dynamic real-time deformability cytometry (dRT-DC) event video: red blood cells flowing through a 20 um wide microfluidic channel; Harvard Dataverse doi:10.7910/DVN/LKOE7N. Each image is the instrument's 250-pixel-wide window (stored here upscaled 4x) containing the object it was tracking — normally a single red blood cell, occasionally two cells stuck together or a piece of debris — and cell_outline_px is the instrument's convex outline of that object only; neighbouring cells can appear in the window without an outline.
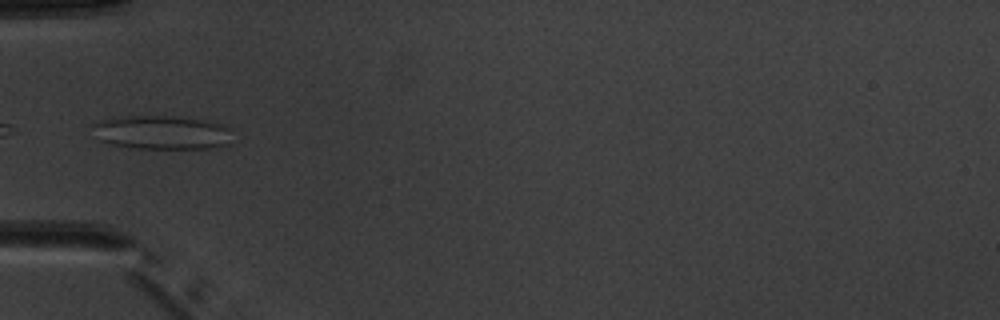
{"species": "common noctule bat (a hibernating species)", "species_latin": "Nyctalus noctula", "temperature_condition": "warm", "stored_images_in_passage": 4, "camera_frame_rate_fps": 3000, "um_per_image_px": 0.085, "animal": {"sex": "male", "body_mass_g": 20.1, "forearm_length_mm": 53.5}, "frame": {"image": 1, "passage_image": 3, "time_ms": 3.333, "image_size_px": [1000, 320], "cell_outline_px": [[232, 144], [220, 148], [136, 148], [112, 144], [100, 140], [96, 124], [100, 120], [128, 116], [172, 116], [212, 120], [228, 128]], "centroid_in_image_um": [13.9, 11.26], "position_along_channel_um": 71.1, "area_um2": 27.28}}